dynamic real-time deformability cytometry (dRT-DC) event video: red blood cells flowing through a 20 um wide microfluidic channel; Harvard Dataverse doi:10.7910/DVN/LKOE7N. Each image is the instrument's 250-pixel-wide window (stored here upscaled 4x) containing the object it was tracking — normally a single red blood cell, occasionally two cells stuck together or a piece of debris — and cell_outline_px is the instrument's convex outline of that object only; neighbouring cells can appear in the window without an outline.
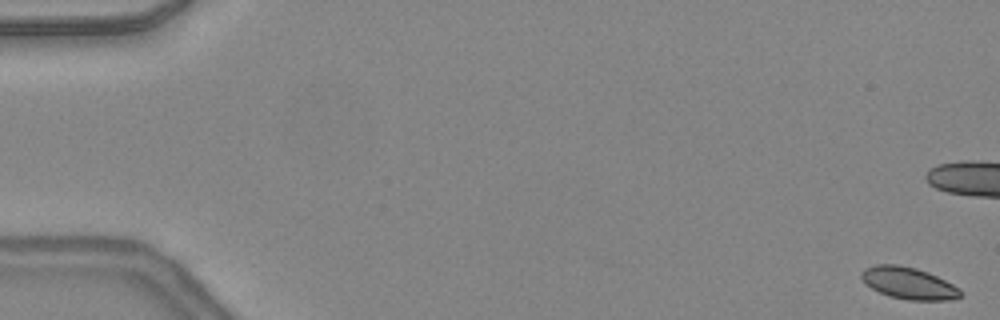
{"species": "common noctule bat (a hibernating species)", "species_latin": "Nyctalus noctula", "temperature_condition": "warm", "stored_images_in_passage": 49, "camera_frame_rate_fps": 3000, "um_per_image_px": 0.085, "animal": {"sex": "female", "body_mass_g": 24.6, "forearm_length_mm": 56.2}, "frame": {"image": 1, "passage_image": 1, "time_ms": 0.0, "image_size_px": [1000, 320], "cell_outline_px": [[960, 296], [948, 300], [908, 300], [888, 296], [872, 288], [860, 276], [860, 272], [864, 268], [876, 264], [896, 264], [916, 268], [928, 272], [960, 288]], "centroid_in_image_um": [77.2, 24.06], "position_along_channel_um": 7.8, "area_um2": 18.21}, "authors_computed_cell_mechanics": {"area_um2": 18.785, "velocity_mm_per_s": 4.3552, "shape_relaxation_time_tau1_ms": 2.5409, "shape_relaxation_time_tau2_ms": null, "deformation_change_tau1": 0.0518, "deformation_change_tau2": null}}